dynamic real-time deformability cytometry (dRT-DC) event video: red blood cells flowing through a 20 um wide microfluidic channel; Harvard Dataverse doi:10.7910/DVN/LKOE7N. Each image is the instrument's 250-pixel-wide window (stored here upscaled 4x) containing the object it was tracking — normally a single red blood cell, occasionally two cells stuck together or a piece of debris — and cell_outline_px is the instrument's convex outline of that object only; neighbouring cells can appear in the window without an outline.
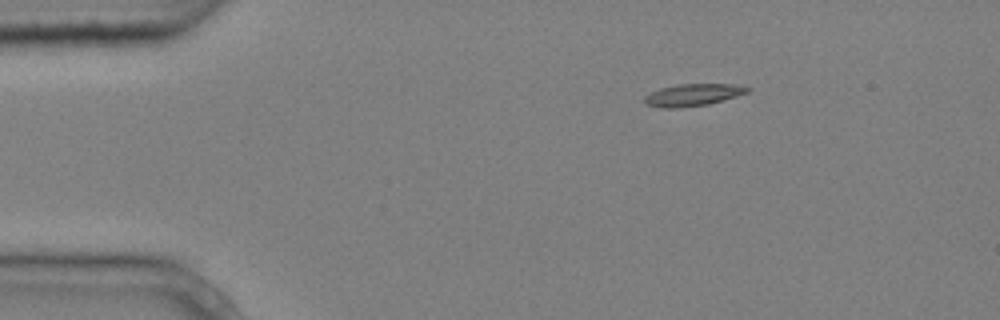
{"species": "common noctule bat (a hibernating species)", "species_latin": "Nyctalus noctula", "temperature_condition": "cold", "stored_images_in_passage": 3, "camera_frame_rate_fps": 3000, "um_per_image_px": 0.085, "animal": {"sex": "male", "body_mass_g": 20.4}, "frame": {"image": 1, "passage_image": 1, "time_ms": 0.0, "image_size_px": [1000, 320], "cell_outline_px": [[752, 88], [748, 92], [736, 96], [708, 104], [676, 108], [660, 108], [644, 104], [644, 96], [660, 88], [676, 84], [744, 84]], "centroid_in_image_um": [58.91, 8.05], "position_along_channel_um": 26.1, "area_um2": 13.41}}